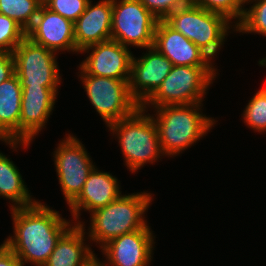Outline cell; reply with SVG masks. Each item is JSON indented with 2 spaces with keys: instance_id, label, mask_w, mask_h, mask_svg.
<instances>
[{
  "instance_id": "cell-1",
  "label": "cell",
  "mask_w": 266,
  "mask_h": 266,
  "mask_svg": "<svg viewBox=\"0 0 266 266\" xmlns=\"http://www.w3.org/2000/svg\"><path fill=\"white\" fill-rule=\"evenodd\" d=\"M14 236L3 243L23 263L44 266L58 240L73 225L63 218L59 211L50 209L45 203L12 208Z\"/></svg>"
},
{
  "instance_id": "cell-2",
  "label": "cell",
  "mask_w": 266,
  "mask_h": 266,
  "mask_svg": "<svg viewBox=\"0 0 266 266\" xmlns=\"http://www.w3.org/2000/svg\"><path fill=\"white\" fill-rule=\"evenodd\" d=\"M202 103L153 108L158 137L165 156H177L203 138L216 120L202 113Z\"/></svg>"
},
{
  "instance_id": "cell-3",
  "label": "cell",
  "mask_w": 266,
  "mask_h": 266,
  "mask_svg": "<svg viewBox=\"0 0 266 266\" xmlns=\"http://www.w3.org/2000/svg\"><path fill=\"white\" fill-rule=\"evenodd\" d=\"M152 197L144 191L123 194L107 206L94 210L90 213L87 239L101 248L116 237L145 228L149 224L144 214L152 204Z\"/></svg>"
},
{
  "instance_id": "cell-4",
  "label": "cell",
  "mask_w": 266,
  "mask_h": 266,
  "mask_svg": "<svg viewBox=\"0 0 266 266\" xmlns=\"http://www.w3.org/2000/svg\"><path fill=\"white\" fill-rule=\"evenodd\" d=\"M147 112L140 107L131 116L107 126L113 133L112 136H117L125 165L132 173H136L147 163H155L165 155L153 116Z\"/></svg>"
},
{
  "instance_id": "cell-5",
  "label": "cell",
  "mask_w": 266,
  "mask_h": 266,
  "mask_svg": "<svg viewBox=\"0 0 266 266\" xmlns=\"http://www.w3.org/2000/svg\"><path fill=\"white\" fill-rule=\"evenodd\" d=\"M164 21L193 42L212 60L226 41L233 23L226 17L209 12L193 3L184 4Z\"/></svg>"
},
{
  "instance_id": "cell-6",
  "label": "cell",
  "mask_w": 266,
  "mask_h": 266,
  "mask_svg": "<svg viewBox=\"0 0 266 266\" xmlns=\"http://www.w3.org/2000/svg\"><path fill=\"white\" fill-rule=\"evenodd\" d=\"M215 66H173L158 89L141 105L145 111L166 105L202 103L216 78ZM151 105V106H150Z\"/></svg>"
},
{
  "instance_id": "cell-7",
  "label": "cell",
  "mask_w": 266,
  "mask_h": 266,
  "mask_svg": "<svg viewBox=\"0 0 266 266\" xmlns=\"http://www.w3.org/2000/svg\"><path fill=\"white\" fill-rule=\"evenodd\" d=\"M79 76L96 112L107 126L134 114L141 105L130 93L129 80L88 75L80 66Z\"/></svg>"
},
{
  "instance_id": "cell-8",
  "label": "cell",
  "mask_w": 266,
  "mask_h": 266,
  "mask_svg": "<svg viewBox=\"0 0 266 266\" xmlns=\"http://www.w3.org/2000/svg\"><path fill=\"white\" fill-rule=\"evenodd\" d=\"M111 39L125 47L147 49L154 45L158 19L140 0H112Z\"/></svg>"
},
{
  "instance_id": "cell-9",
  "label": "cell",
  "mask_w": 266,
  "mask_h": 266,
  "mask_svg": "<svg viewBox=\"0 0 266 266\" xmlns=\"http://www.w3.org/2000/svg\"><path fill=\"white\" fill-rule=\"evenodd\" d=\"M21 87H48L56 94L62 78L56 53L25 37L12 52Z\"/></svg>"
},
{
  "instance_id": "cell-10",
  "label": "cell",
  "mask_w": 266,
  "mask_h": 266,
  "mask_svg": "<svg viewBox=\"0 0 266 266\" xmlns=\"http://www.w3.org/2000/svg\"><path fill=\"white\" fill-rule=\"evenodd\" d=\"M91 156L79 139L68 134L53 154L61 191L68 206L82 192L87 177L96 167Z\"/></svg>"
},
{
  "instance_id": "cell-11",
  "label": "cell",
  "mask_w": 266,
  "mask_h": 266,
  "mask_svg": "<svg viewBox=\"0 0 266 266\" xmlns=\"http://www.w3.org/2000/svg\"><path fill=\"white\" fill-rule=\"evenodd\" d=\"M153 231L145 228L116 237L100 248L105 266H149L153 256Z\"/></svg>"
},
{
  "instance_id": "cell-12",
  "label": "cell",
  "mask_w": 266,
  "mask_h": 266,
  "mask_svg": "<svg viewBox=\"0 0 266 266\" xmlns=\"http://www.w3.org/2000/svg\"><path fill=\"white\" fill-rule=\"evenodd\" d=\"M80 53H89L79 64L88 75L129 80L133 54L118 41L111 39L100 42L86 47Z\"/></svg>"
},
{
  "instance_id": "cell-13",
  "label": "cell",
  "mask_w": 266,
  "mask_h": 266,
  "mask_svg": "<svg viewBox=\"0 0 266 266\" xmlns=\"http://www.w3.org/2000/svg\"><path fill=\"white\" fill-rule=\"evenodd\" d=\"M26 37L55 53L60 51L80 53L76 49L74 23L51 11L44 4L41 5L33 24L26 31Z\"/></svg>"
},
{
  "instance_id": "cell-14",
  "label": "cell",
  "mask_w": 266,
  "mask_h": 266,
  "mask_svg": "<svg viewBox=\"0 0 266 266\" xmlns=\"http://www.w3.org/2000/svg\"><path fill=\"white\" fill-rule=\"evenodd\" d=\"M140 58L132 57L129 88L133 98L142 105L161 85L173 64L154 46Z\"/></svg>"
},
{
  "instance_id": "cell-15",
  "label": "cell",
  "mask_w": 266,
  "mask_h": 266,
  "mask_svg": "<svg viewBox=\"0 0 266 266\" xmlns=\"http://www.w3.org/2000/svg\"><path fill=\"white\" fill-rule=\"evenodd\" d=\"M22 88L21 115L19 119V141L32 143L43 130L53 113L57 95L48 87L27 86Z\"/></svg>"
},
{
  "instance_id": "cell-16",
  "label": "cell",
  "mask_w": 266,
  "mask_h": 266,
  "mask_svg": "<svg viewBox=\"0 0 266 266\" xmlns=\"http://www.w3.org/2000/svg\"><path fill=\"white\" fill-rule=\"evenodd\" d=\"M153 46L167 57L173 66H214L212 59L205 52L164 20L158 21Z\"/></svg>"
},
{
  "instance_id": "cell-17",
  "label": "cell",
  "mask_w": 266,
  "mask_h": 266,
  "mask_svg": "<svg viewBox=\"0 0 266 266\" xmlns=\"http://www.w3.org/2000/svg\"><path fill=\"white\" fill-rule=\"evenodd\" d=\"M117 177L109 172H101L94 168L87 177L82 192L69 205L74 224H80L82 210L92 213L98 208L105 207L122 195Z\"/></svg>"
},
{
  "instance_id": "cell-18",
  "label": "cell",
  "mask_w": 266,
  "mask_h": 266,
  "mask_svg": "<svg viewBox=\"0 0 266 266\" xmlns=\"http://www.w3.org/2000/svg\"><path fill=\"white\" fill-rule=\"evenodd\" d=\"M112 0H90L86 10L74 22L76 49L81 52L88 46L111 40Z\"/></svg>"
},
{
  "instance_id": "cell-19",
  "label": "cell",
  "mask_w": 266,
  "mask_h": 266,
  "mask_svg": "<svg viewBox=\"0 0 266 266\" xmlns=\"http://www.w3.org/2000/svg\"><path fill=\"white\" fill-rule=\"evenodd\" d=\"M22 88L16 74L0 84V140L17 151L31 142L19 141Z\"/></svg>"
},
{
  "instance_id": "cell-20",
  "label": "cell",
  "mask_w": 266,
  "mask_h": 266,
  "mask_svg": "<svg viewBox=\"0 0 266 266\" xmlns=\"http://www.w3.org/2000/svg\"><path fill=\"white\" fill-rule=\"evenodd\" d=\"M84 224L83 221L73 224L61 236L44 266H84L95 256L91 246L85 243L88 240L84 238Z\"/></svg>"
},
{
  "instance_id": "cell-21",
  "label": "cell",
  "mask_w": 266,
  "mask_h": 266,
  "mask_svg": "<svg viewBox=\"0 0 266 266\" xmlns=\"http://www.w3.org/2000/svg\"><path fill=\"white\" fill-rule=\"evenodd\" d=\"M11 158L0 152V196L11 200V208H21L33 205L37 200L31 198V193L21 173Z\"/></svg>"
},
{
  "instance_id": "cell-22",
  "label": "cell",
  "mask_w": 266,
  "mask_h": 266,
  "mask_svg": "<svg viewBox=\"0 0 266 266\" xmlns=\"http://www.w3.org/2000/svg\"><path fill=\"white\" fill-rule=\"evenodd\" d=\"M41 5L38 0H0V14L14 19L27 31L38 15Z\"/></svg>"
},
{
  "instance_id": "cell-23",
  "label": "cell",
  "mask_w": 266,
  "mask_h": 266,
  "mask_svg": "<svg viewBox=\"0 0 266 266\" xmlns=\"http://www.w3.org/2000/svg\"><path fill=\"white\" fill-rule=\"evenodd\" d=\"M245 3L253 5L244 9L242 20L236 26L235 32L256 33L266 37V0H247Z\"/></svg>"
},
{
  "instance_id": "cell-24",
  "label": "cell",
  "mask_w": 266,
  "mask_h": 266,
  "mask_svg": "<svg viewBox=\"0 0 266 266\" xmlns=\"http://www.w3.org/2000/svg\"><path fill=\"white\" fill-rule=\"evenodd\" d=\"M191 3L209 12L220 14L230 22L235 19L237 22L233 23V31H236V26L241 22L245 9L244 0H191Z\"/></svg>"
},
{
  "instance_id": "cell-25",
  "label": "cell",
  "mask_w": 266,
  "mask_h": 266,
  "mask_svg": "<svg viewBox=\"0 0 266 266\" xmlns=\"http://www.w3.org/2000/svg\"><path fill=\"white\" fill-rule=\"evenodd\" d=\"M242 117L244 123L255 132L266 131V88L263 87L255 93L245 107Z\"/></svg>"
},
{
  "instance_id": "cell-26",
  "label": "cell",
  "mask_w": 266,
  "mask_h": 266,
  "mask_svg": "<svg viewBox=\"0 0 266 266\" xmlns=\"http://www.w3.org/2000/svg\"><path fill=\"white\" fill-rule=\"evenodd\" d=\"M26 37V31L12 18L0 14V52H13Z\"/></svg>"
},
{
  "instance_id": "cell-27",
  "label": "cell",
  "mask_w": 266,
  "mask_h": 266,
  "mask_svg": "<svg viewBox=\"0 0 266 266\" xmlns=\"http://www.w3.org/2000/svg\"><path fill=\"white\" fill-rule=\"evenodd\" d=\"M90 0H47L44 5L53 12H56L71 20L73 23L86 10Z\"/></svg>"
},
{
  "instance_id": "cell-28",
  "label": "cell",
  "mask_w": 266,
  "mask_h": 266,
  "mask_svg": "<svg viewBox=\"0 0 266 266\" xmlns=\"http://www.w3.org/2000/svg\"><path fill=\"white\" fill-rule=\"evenodd\" d=\"M145 8L158 20H165L170 14L191 3V0H140Z\"/></svg>"
},
{
  "instance_id": "cell-29",
  "label": "cell",
  "mask_w": 266,
  "mask_h": 266,
  "mask_svg": "<svg viewBox=\"0 0 266 266\" xmlns=\"http://www.w3.org/2000/svg\"><path fill=\"white\" fill-rule=\"evenodd\" d=\"M15 74L14 58L11 52H0V84Z\"/></svg>"
},
{
  "instance_id": "cell-30",
  "label": "cell",
  "mask_w": 266,
  "mask_h": 266,
  "mask_svg": "<svg viewBox=\"0 0 266 266\" xmlns=\"http://www.w3.org/2000/svg\"><path fill=\"white\" fill-rule=\"evenodd\" d=\"M0 266H25L4 243L0 245Z\"/></svg>"
},
{
  "instance_id": "cell-31",
  "label": "cell",
  "mask_w": 266,
  "mask_h": 266,
  "mask_svg": "<svg viewBox=\"0 0 266 266\" xmlns=\"http://www.w3.org/2000/svg\"><path fill=\"white\" fill-rule=\"evenodd\" d=\"M84 266H105V264L95 255Z\"/></svg>"
},
{
  "instance_id": "cell-32",
  "label": "cell",
  "mask_w": 266,
  "mask_h": 266,
  "mask_svg": "<svg viewBox=\"0 0 266 266\" xmlns=\"http://www.w3.org/2000/svg\"><path fill=\"white\" fill-rule=\"evenodd\" d=\"M258 63L260 64V66H265L266 67V58H263V59L259 60Z\"/></svg>"
},
{
  "instance_id": "cell-33",
  "label": "cell",
  "mask_w": 266,
  "mask_h": 266,
  "mask_svg": "<svg viewBox=\"0 0 266 266\" xmlns=\"http://www.w3.org/2000/svg\"><path fill=\"white\" fill-rule=\"evenodd\" d=\"M40 3L44 4L47 0H38Z\"/></svg>"
}]
</instances>
